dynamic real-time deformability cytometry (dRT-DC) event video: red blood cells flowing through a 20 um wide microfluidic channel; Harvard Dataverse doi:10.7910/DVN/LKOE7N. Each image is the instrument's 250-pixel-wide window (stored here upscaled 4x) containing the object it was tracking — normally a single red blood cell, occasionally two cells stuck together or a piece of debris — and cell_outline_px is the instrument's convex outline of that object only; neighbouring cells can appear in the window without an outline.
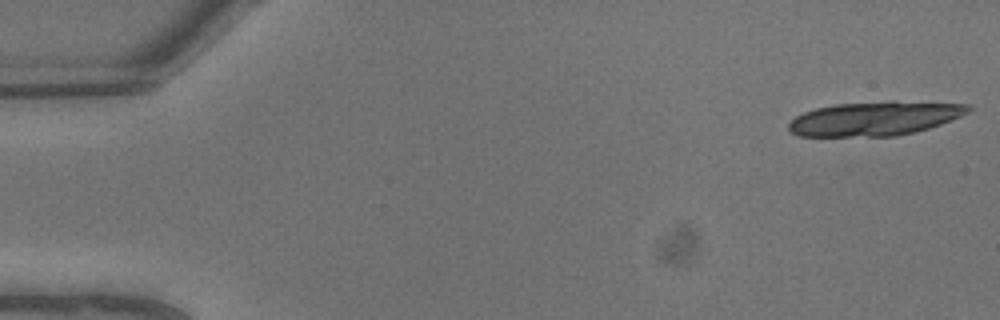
{"species": "common noctule bat (a hibernating species)", "species_latin": "Nyctalus noctula", "temperature_condition": "warm", "stored_images_in_passage": 11, "camera_frame_rate_fps": 3000, "um_per_image_px": 0.085, "animal": {"sex": "male", "body_mass_g": 13.3}, "frame": {"image": 1, "passage_image": 1, "time_ms": 0.0, "image_size_px": [1000, 320], "cell_outline_px": [[972, 108], [968, 112], [960, 116], [940, 124], [928, 128], [896, 136], [800, 136], [792, 132], [788, 128], [788, 124], [796, 116], [804, 112], [816, 108], [836, 104], [892, 100], [968, 104]], "centroid_in_image_um": [74.36, 10.06], "position_along_channel_um": 10.6, "area_um2": 35.66}}